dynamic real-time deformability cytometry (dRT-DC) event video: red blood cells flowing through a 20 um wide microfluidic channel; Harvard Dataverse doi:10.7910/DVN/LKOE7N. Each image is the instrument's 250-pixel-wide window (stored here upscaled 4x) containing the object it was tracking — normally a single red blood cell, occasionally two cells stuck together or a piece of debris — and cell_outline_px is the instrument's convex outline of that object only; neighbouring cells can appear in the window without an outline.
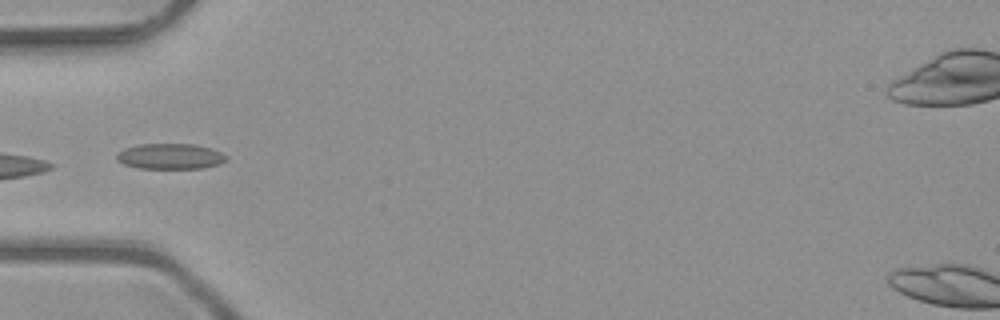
{"species": "common noctule bat (a hibernating species)", "species_latin": "Nyctalus noctula", "temperature_condition": "room temperature", "stored_images_in_passage": 5, "camera_frame_rate_fps": 3000, "um_per_image_px": 0.085, "animal": {"sex": "male", "body_mass_g": 23.1, "forearm_length_mm": 52.7}, "frame": {"image": 1, "passage_image": 5, "time_ms": 1.333, "image_size_px": [1000, 320], "cell_outline_px": [[228, 160], [220, 164], [204, 168], [140, 168], [124, 164], [116, 160], [116, 156], [124, 148], [140, 144], [196, 144], [212, 148], [228, 156]], "centroid_in_image_um": [14.52, 13.28], "position_along_channel_um": 70.5, "area_um2": 16.42}}